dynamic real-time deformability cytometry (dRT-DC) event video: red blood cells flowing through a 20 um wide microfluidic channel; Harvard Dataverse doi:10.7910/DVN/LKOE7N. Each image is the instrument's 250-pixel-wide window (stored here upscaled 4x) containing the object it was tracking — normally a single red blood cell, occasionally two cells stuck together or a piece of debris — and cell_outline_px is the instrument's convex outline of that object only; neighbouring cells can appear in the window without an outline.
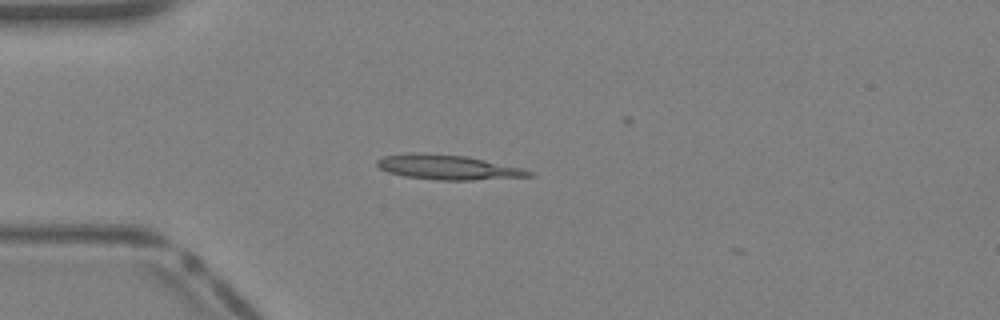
{"species": "Egyptian fruit bat (a non-hibernating species)", "species_latin": "Rousettus aegyptiacus", "temperature_condition": "warm", "stored_images_in_passage": 29, "camera_frame_rate_fps": 3000, "um_per_image_px": 0.085, "animal": {"sex": "female"}, "frame": {"image": 1, "passage_image": 1, "time_ms": 0.0, "image_size_px": [1000, 320], "cell_outline_px": [[536, 176], [472, 180], [436, 180], [404, 176], [388, 172], [380, 168], [376, 164], [376, 160], [384, 156], [408, 152], [424, 152], [468, 156], [524, 168], [532, 172]], "centroid_in_image_um": [38.08, 14.2], "position_along_channel_um": 46.9, "area_um2": 22.25}}
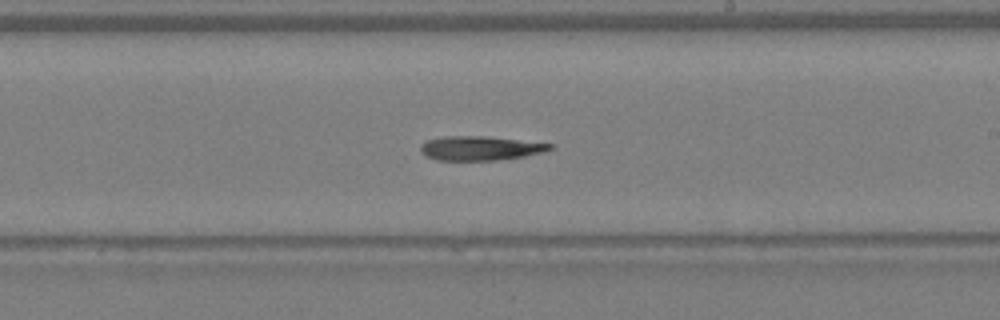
{"frame": {"image": 2, "passage_image": 14, "time_ms": 4.333, "image_size_px": [1000, 320], "cell_outline_px": [[556, 148], [544, 152], [524, 156], [496, 160], [436, 160], [420, 152], [420, 144], [428, 140], [444, 136], [484, 136], [556, 144]], "centroid_in_image_um": [40.86, 12.59], "position_along_channel_um": 248.1, "area_um2": 18.32}}
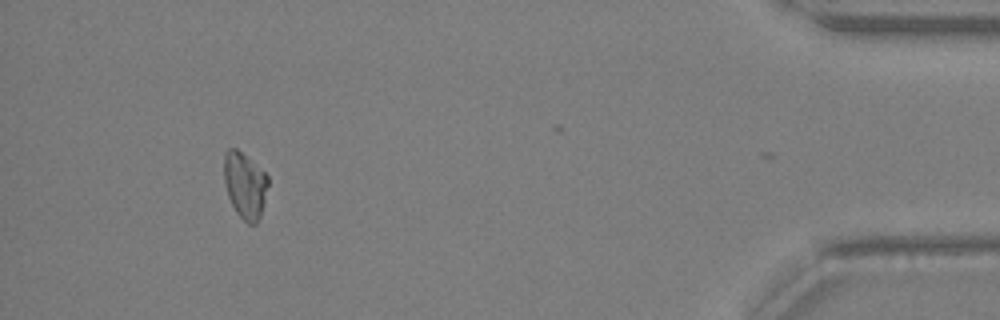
{"frame": {"image": 3, "passage_image": 28, "time_ms": 9.0, "image_size_px": [1000, 320], "cell_outline_px": [[268, 184], [264, 204], [260, 216], [256, 224], [248, 224], [236, 212], [228, 196], [224, 180], [224, 152], [228, 148], [236, 148], [264, 172], [268, 176]], "centroid_in_image_um": [20.81, 15.75], "position_along_channel_um": 414.4, "area_um2": 16.82}}